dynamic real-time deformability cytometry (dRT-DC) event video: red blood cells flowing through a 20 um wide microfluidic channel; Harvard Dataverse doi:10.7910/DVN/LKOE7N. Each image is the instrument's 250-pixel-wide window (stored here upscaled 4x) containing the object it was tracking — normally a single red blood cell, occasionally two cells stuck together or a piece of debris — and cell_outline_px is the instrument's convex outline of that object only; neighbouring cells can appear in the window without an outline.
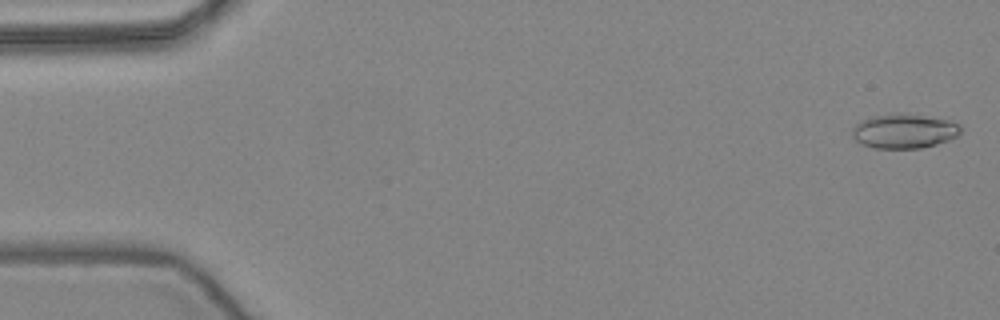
{"species": "common noctule bat (a hibernating species)", "species_latin": "Nyctalus noctula", "temperature_condition": "warm", "stored_images_in_passage": 8, "camera_frame_rate_fps": 3000, "um_per_image_px": 0.085, "animal": {"sex": "female", "body_mass_g": 24.6, "forearm_length_mm": 56.2}, "frame": {"image": 1, "passage_image": 1, "time_ms": 0.0, "image_size_px": [1000, 320], "cell_outline_px": [[960, 132], [956, 136], [948, 140], [936, 144], [920, 148], [872, 148], [860, 144], [852, 136], [852, 128], [860, 120], [868, 116], [896, 112], [900, 112], [948, 120], [960, 124]], "centroid_in_image_um": [76.78, 11.13], "position_along_channel_um": 8.2, "area_um2": 22.02}}